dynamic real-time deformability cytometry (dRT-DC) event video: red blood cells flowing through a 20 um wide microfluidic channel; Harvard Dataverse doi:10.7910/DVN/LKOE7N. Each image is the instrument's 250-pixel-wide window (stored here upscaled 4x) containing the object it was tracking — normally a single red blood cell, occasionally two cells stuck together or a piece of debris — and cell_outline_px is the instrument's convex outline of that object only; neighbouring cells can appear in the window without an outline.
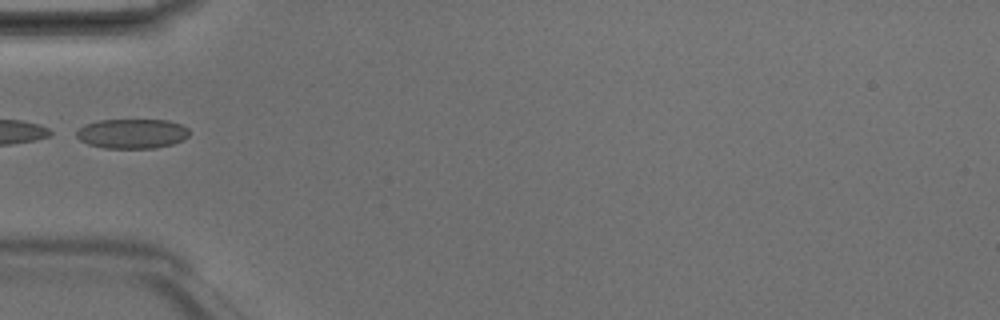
{"species": "Egyptian fruit bat (a non-hibernating species)", "species_latin": "Rousettus aegyptiacus", "temperature_condition": "room temperature", "stored_images_in_passage": 1, "camera_frame_rate_fps": 3000, "um_per_image_px": 0.085, "animal": {"sex": "male"}, "frame": {"image": 1, "passage_image": 1, "time_ms": 0.0, "image_size_px": [1000, 320], "cell_outline_px": [[188, 136], [172, 144], [152, 148], [104, 148], [88, 144], [80, 140], [76, 136], [76, 132], [84, 124], [100, 120], [168, 120], [180, 124], [188, 128]], "centroid_in_image_um": [11.2, 11.35], "position_along_channel_um": 73.8, "area_um2": 19.36}}